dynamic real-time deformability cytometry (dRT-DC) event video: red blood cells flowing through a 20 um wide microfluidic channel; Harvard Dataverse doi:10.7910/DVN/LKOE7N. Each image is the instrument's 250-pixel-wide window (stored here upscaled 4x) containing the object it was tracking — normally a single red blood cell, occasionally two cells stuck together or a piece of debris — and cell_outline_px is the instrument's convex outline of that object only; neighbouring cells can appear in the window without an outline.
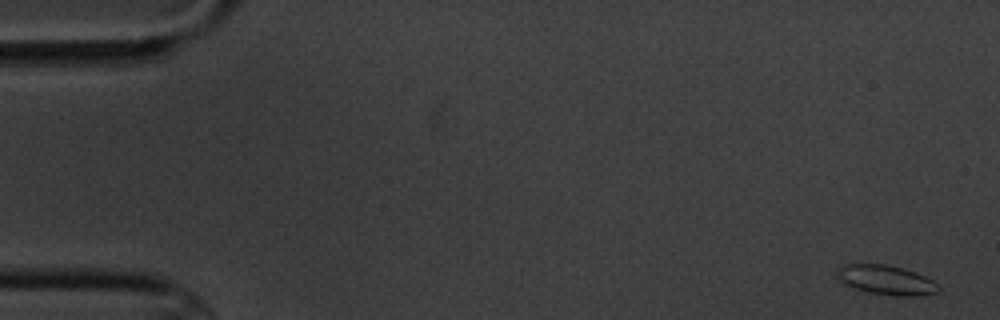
{"species": "common noctule bat (a hibernating species)", "species_latin": "Nyctalus noctula", "temperature_condition": "cold", "stored_images_in_passage": 9, "camera_frame_rate_fps": 3000, "um_per_image_px": 0.085, "animal": {"sex": "male", "body_mass_g": 20.1, "forearm_length_mm": 53.5}, "frame": {"image": 1, "passage_image": 1, "time_ms": 0.0, "image_size_px": [1000, 320], "cell_outline_px": [[940, 292], [920, 296], [896, 296], [868, 292], [844, 284], [836, 276], [836, 272], [840, 268], [848, 264], [884, 264], [900, 268], [924, 276], [940, 284]], "centroid_in_image_um": [75.37, 23.82], "position_along_channel_um": 9.6, "area_um2": 17.28}}
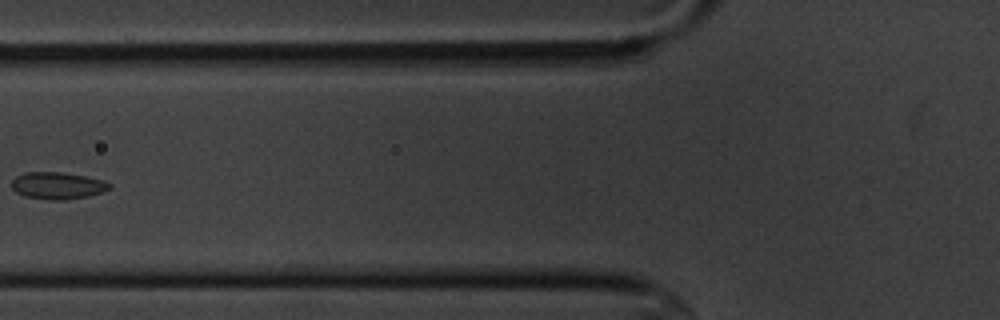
{"frame": {"image": 2, "passage_image": 7, "time_ms": 7.0, "image_size_px": [1000, 320], "cell_outline_px": [[112, 188], [88, 196], [64, 200], [52, 200], [24, 196], [16, 192], [12, 188], [12, 180], [16, 176], [28, 172], [60, 172], [84, 176], [104, 180], [112, 184]], "centroid_in_image_um": [4.9, 15.78], "position_along_channel_um": 120.9, "area_um2": 15.32}}
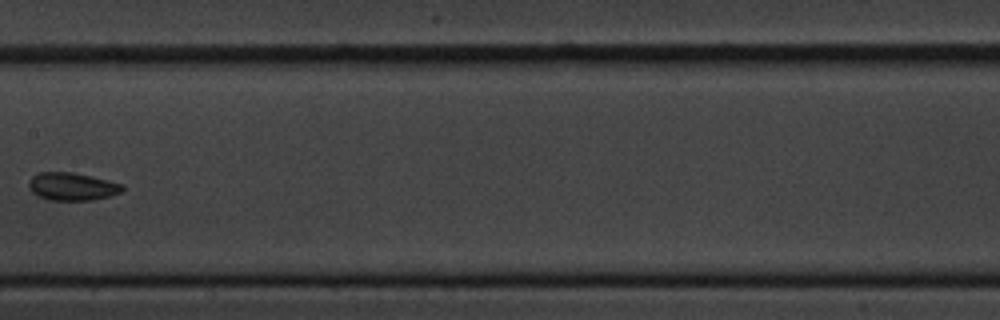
{"frame": {"image": 3, "passage_image": 9, "time_ms": 9.333, "image_size_px": [1000, 320], "cell_outline_px": [[124, 188], [120, 192], [112, 196], [92, 200], [48, 200], [36, 196], [28, 188], [28, 180], [32, 176], [40, 172], [72, 172], [92, 176], [124, 184]], "centroid_in_image_um": [6.11, 15.86], "position_along_channel_um": 201.3, "area_um2": 15.43}}